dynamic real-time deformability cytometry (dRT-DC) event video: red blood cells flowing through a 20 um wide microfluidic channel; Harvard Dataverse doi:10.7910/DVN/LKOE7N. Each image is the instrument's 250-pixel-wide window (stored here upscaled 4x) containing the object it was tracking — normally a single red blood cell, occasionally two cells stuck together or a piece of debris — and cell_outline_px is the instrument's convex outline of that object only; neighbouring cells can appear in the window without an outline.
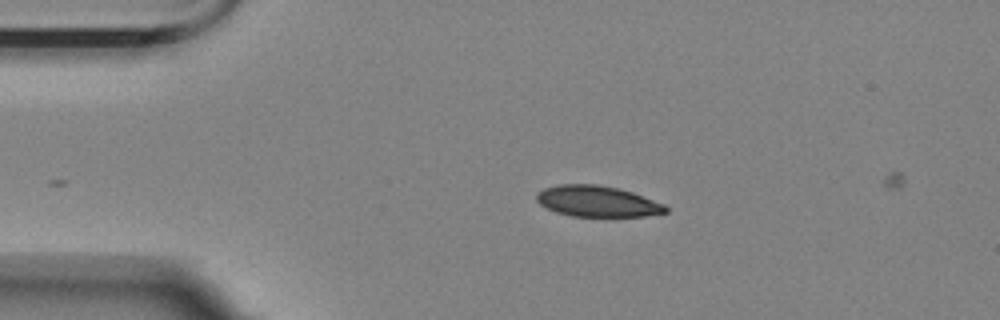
{"species": "Egyptian fruit bat (a non-hibernating species)", "species_latin": "Rousettus aegyptiacus", "temperature_condition": "room temperature", "stored_images_in_passage": 3, "camera_frame_rate_fps": 3000, "um_per_image_px": 0.085, "animal": {"sex": "female"}, "frame": {"image": 1, "passage_image": 1, "time_ms": 0.0, "image_size_px": [1000, 320], "cell_outline_px": [[668, 212], [644, 216], [572, 216], [556, 212], [540, 204], [536, 200], [536, 192], [544, 188], [560, 184], [596, 184], [616, 188], [632, 192], [664, 204], [668, 208]], "centroid_in_image_um": [50.75, 17.11], "position_along_channel_um": 34.3, "area_um2": 23.18}}